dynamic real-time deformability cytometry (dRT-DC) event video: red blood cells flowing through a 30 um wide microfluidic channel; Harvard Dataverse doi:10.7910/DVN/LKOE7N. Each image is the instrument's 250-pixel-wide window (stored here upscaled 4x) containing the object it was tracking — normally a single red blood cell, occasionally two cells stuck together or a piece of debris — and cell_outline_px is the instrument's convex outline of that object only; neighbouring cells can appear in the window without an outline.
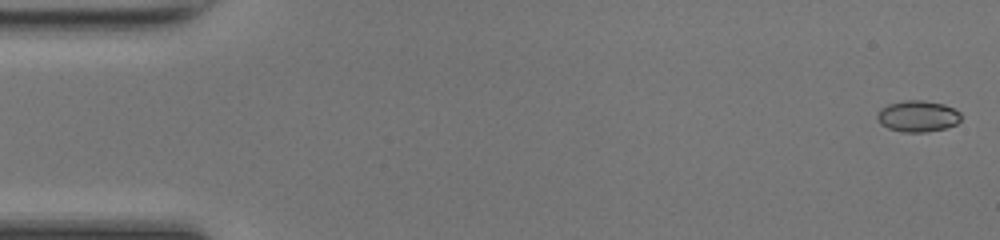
{"species": "common noctule bat (a hibernating species)", "species_latin": "Nyctalus noctula", "temperature_condition": "room temperature", "stored_images_in_passage": 48, "camera_frame_rate_fps": 3000, "um_per_image_px": 0.085, "animal": {"sex": "female", "body_mass_g": 17.0, "forearm_length_mm": 48.0}, "frame": {"image": 1, "passage_image": 1, "time_ms": 0.0, "image_size_px": [1000, 240], "cell_outline_px": [[960, 120], [956, 124], [944, 128], [924, 132], [904, 132], [888, 128], [880, 124], [876, 116], [880, 108], [888, 104], [908, 100], [920, 100], [944, 104], [960, 112]], "centroid_in_image_um": [77.98, 9.87], "position_along_channel_um": 7.0, "area_um2": 15.14}}
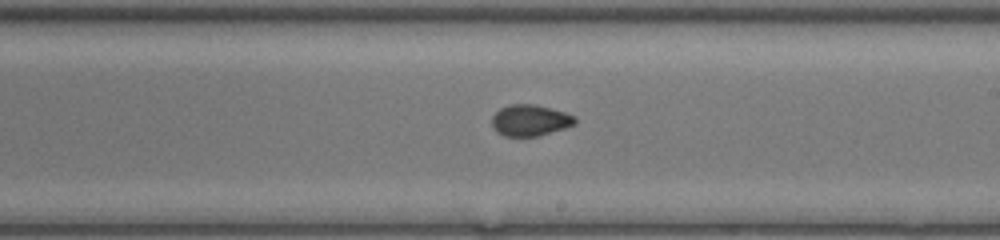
{"frame": {"image": 2, "passage_image": 28, "time_ms": 9.0, "image_size_px": [1000, 240], "cell_outline_px": [[576, 124], [540, 136], [504, 136], [496, 132], [492, 128], [492, 116], [500, 108], [512, 104], [532, 104], [564, 112], [576, 116]], "centroid_in_image_um": [45.04, 10.24], "position_along_channel_um": 244.0, "area_um2": 15.14}}
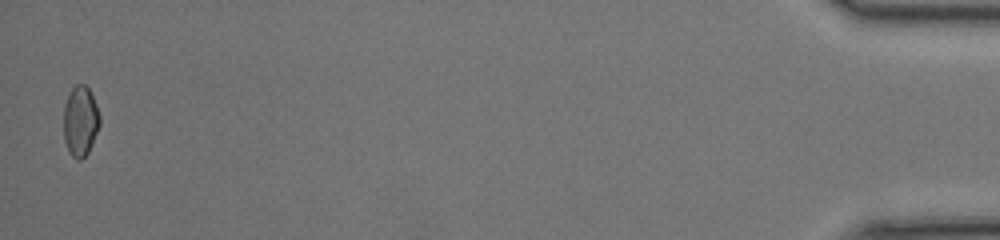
{"frame": {"image": 3, "passage_image": 48, "time_ms": 15.667, "image_size_px": [1000, 240], "cell_outline_px": [[100, 124], [92, 144], [88, 152], [80, 160], [76, 160], [68, 152], [64, 140], [64, 104], [72, 88], [76, 84], [84, 84], [88, 88], [96, 104], [100, 116]], "centroid_in_image_um": [6.82, 10.31], "position_along_channel_um": 428.4, "area_um2": 14.8}, "authors_computed_cell_mechanics": {"area_um2": 14.8835, "velocity_mm_per_s": 4.3037, "shape_relaxation_time_tau1_ms": null, "shape_relaxation_time_tau2_ms": 1.1763, "deformation_change_tau1": null, "deformation_change_tau2": 0.0502}}